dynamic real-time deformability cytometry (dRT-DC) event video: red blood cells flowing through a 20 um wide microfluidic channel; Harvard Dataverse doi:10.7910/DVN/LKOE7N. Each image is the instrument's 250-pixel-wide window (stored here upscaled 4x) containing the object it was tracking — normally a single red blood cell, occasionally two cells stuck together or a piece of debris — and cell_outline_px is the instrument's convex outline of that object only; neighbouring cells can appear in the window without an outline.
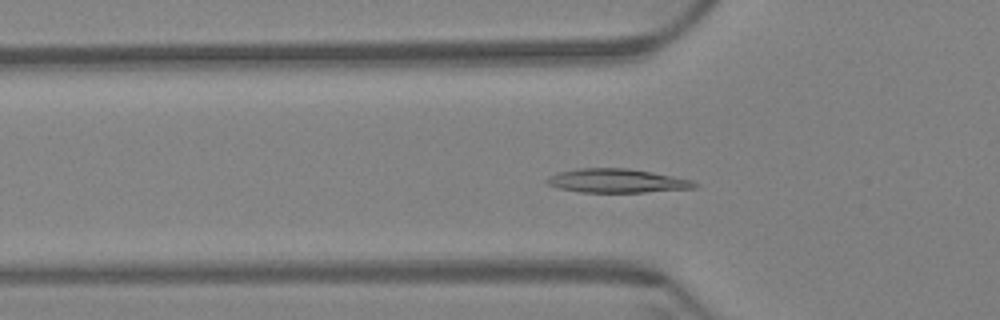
{"species": "Egyptian fruit bat (a non-hibernating species)", "species_latin": "Rousettus aegyptiacus", "temperature_condition": "warm", "stored_images_in_passage": 61, "camera_frame_rate_fps": 3000, "um_per_image_px": 0.085, "animal": {"sex": "female"}, "frame": {"image": 1, "passage_image": 20, "time_ms": 6.333, "image_size_px": [1000, 320], "cell_outline_px": [[696, 188], [644, 192], [580, 192], [556, 188], [548, 184], [544, 180], [560, 172], [576, 168], [628, 168], [652, 172], [692, 180], [696, 184]], "centroid_in_image_um": [52.41, 15.37], "position_along_channel_um": 73.4, "area_um2": 20.4}}
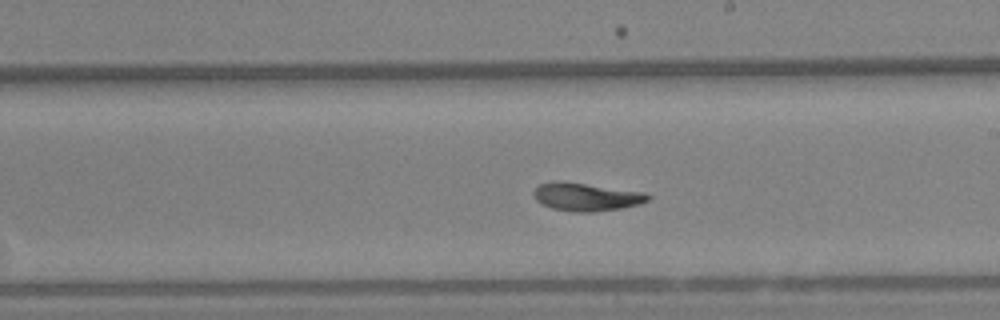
{"frame": {"image": 2, "passage_image": 35, "time_ms": 11.333, "image_size_px": [1000, 320], "cell_outline_px": [[652, 196], [648, 200], [640, 204], [620, 208], [596, 212], [576, 212], [552, 208], [536, 200], [532, 192], [540, 184], [584, 184], [644, 192]], "centroid_in_image_um": [49.91, 16.78], "position_along_channel_um": 239.1, "area_um2": 17.8}}
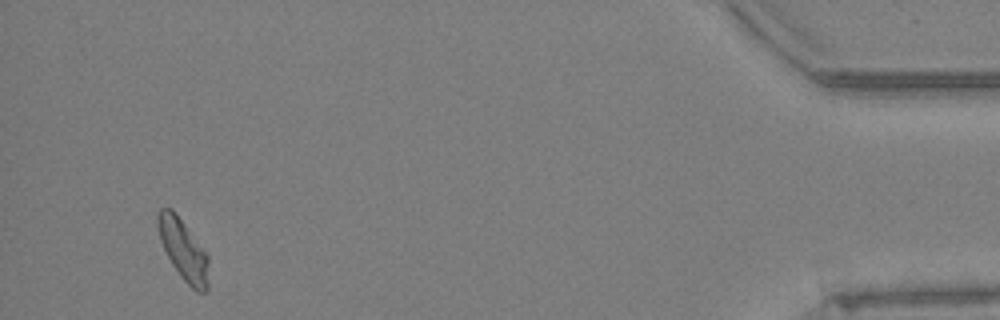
{"frame": {"image": 3, "passage_image": 58, "time_ms": 19.0, "image_size_px": [1000, 320], "cell_outline_px": [[208, 288], [204, 292], [196, 292], [180, 276], [172, 264], [160, 240], [156, 224], [156, 212], [160, 208], [172, 208], [208, 256]], "centroid_in_image_um": [15.55, 21.22], "position_along_channel_um": 419.6, "area_um2": 17.8}, "authors_computed_cell_mechanics": {"area_um2": 18.3804, "velocity_mm_per_s": 3.3286, "shape_relaxation_time_tau1_ms": 6.8623, "shape_relaxation_time_tau2_ms": 3.9364, "deformation_change_tau1": 0.1763, "deformation_change_tau2": 0.0663}}